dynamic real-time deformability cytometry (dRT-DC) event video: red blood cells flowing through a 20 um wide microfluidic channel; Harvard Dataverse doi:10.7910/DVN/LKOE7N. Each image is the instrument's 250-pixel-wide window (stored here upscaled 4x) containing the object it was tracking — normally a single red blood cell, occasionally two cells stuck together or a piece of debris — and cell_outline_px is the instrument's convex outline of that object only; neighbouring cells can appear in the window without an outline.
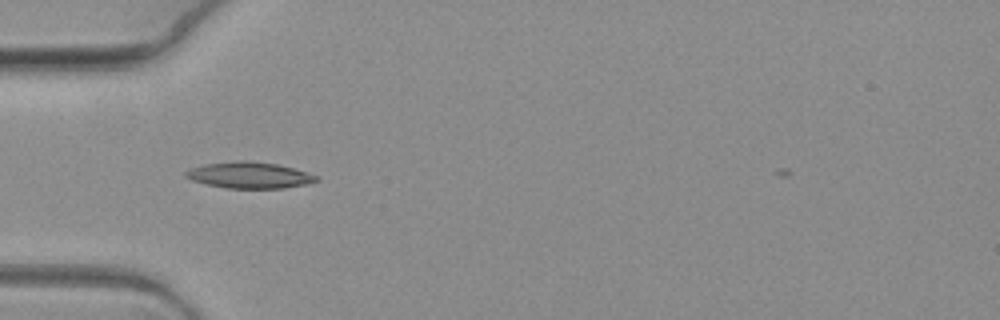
{"species": "common noctule bat (a hibernating species)", "species_latin": "Nyctalus noctula", "temperature_condition": "warm", "stored_images_in_passage": 6, "camera_frame_rate_fps": 3000, "um_per_image_px": 0.085, "animal": {"sex": "female", "body_mass_g": 19.3, "forearm_length_mm": 54.1}, "frame": {"image": 1, "passage_image": 4, "time_ms": 1.0, "image_size_px": [1000, 320], "cell_outline_px": [[320, 180], [304, 184], [284, 188], [228, 188], [208, 184], [192, 180], [184, 176], [184, 172], [192, 168], [204, 164], [240, 160], [244, 160], [276, 164], [292, 168], [316, 176]], "centroid_in_image_um": [21.16, 14.89], "position_along_channel_um": 63.8, "area_um2": 19.59}}
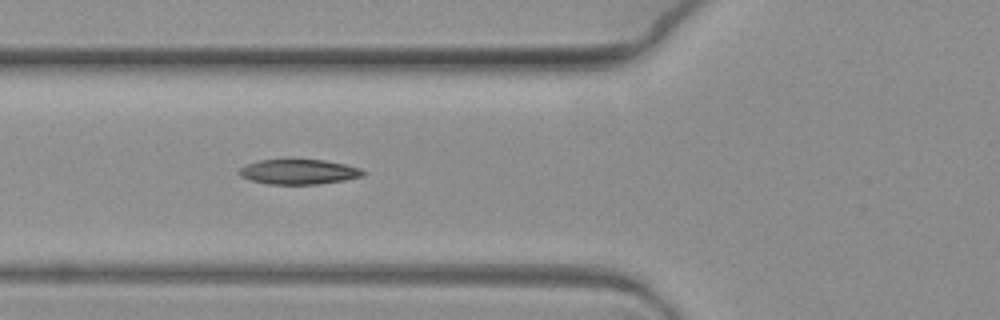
{"frame": {"image": 2, "passage_image": 5, "time_ms": 1.333, "image_size_px": [1000, 320], "cell_outline_px": [[368, 172], [364, 176], [344, 180], [320, 184], [268, 184], [252, 180], [240, 176], [236, 172], [244, 164], [256, 160], [292, 156], [324, 160], [344, 164], [360, 168]], "centroid_in_image_um": [25.35, 14.54], "position_along_channel_um": 100.5, "area_um2": 19.13}}